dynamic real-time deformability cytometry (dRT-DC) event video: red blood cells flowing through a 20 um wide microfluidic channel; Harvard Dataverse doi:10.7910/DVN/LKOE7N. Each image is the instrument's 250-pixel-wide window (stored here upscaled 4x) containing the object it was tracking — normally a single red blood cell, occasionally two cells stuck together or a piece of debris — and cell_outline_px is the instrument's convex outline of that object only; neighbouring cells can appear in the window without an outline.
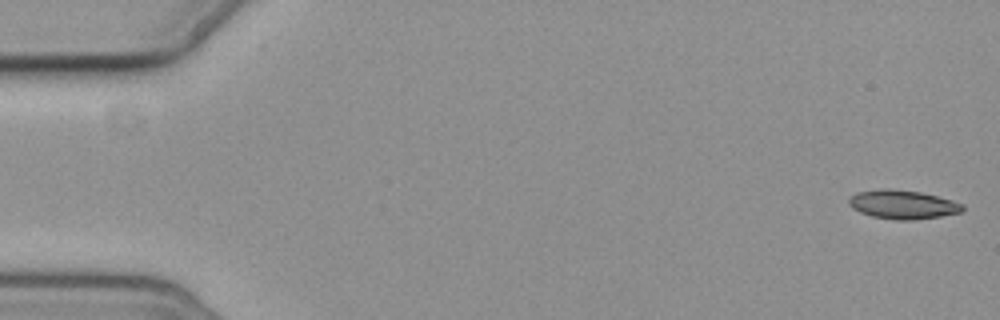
{"species": "common noctule bat (a hibernating species)", "species_latin": "Nyctalus noctula", "temperature_condition": "cold", "stored_images_in_passage": 5, "camera_frame_rate_fps": 3000, "um_per_image_px": 0.085, "animal": {"sex": "female", "body_mass_g": 19.3, "forearm_length_mm": 54.1}, "frame": {"image": 1, "passage_image": 1, "time_ms": 0.0, "image_size_px": [1000, 320], "cell_outline_px": [[964, 208], [960, 212], [940, 216], [912, 220], [896, 220], [872, 216], [860, 212], [852, 208], [848, 204], [848, 196], [856, 192], [880, 188], [892, 188], [920, 192], [952, 200], [964, 204]], "centroid_in_image_um": [76.68, 17.37], "position_along_channel_um": 8.3, "area_um2": 19.25}}
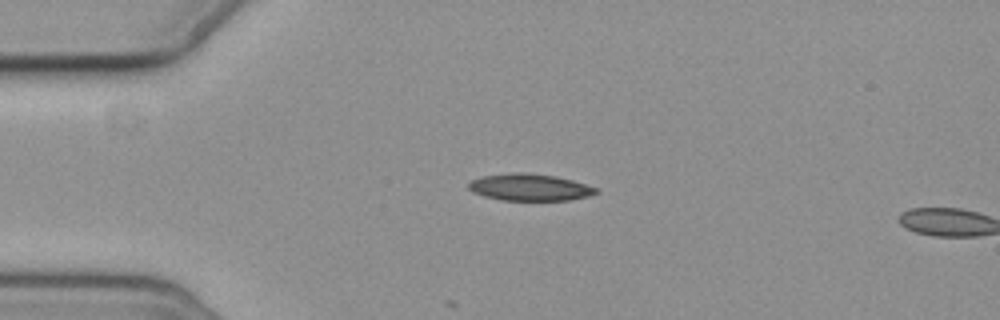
{"frame": {"image": 2, "passage_image": 4, "time_ms": 4.333, "image_size_px": [1000, 320], "cell_outline_px": [[600, 192], [588, 196], [568, 200], [500, 200], [484, 196], [472, 192], [468, 188], [468, 184], [472, 180], [480, 176], [508, 172], [528, 172], [556, 176], [572, 180], [596, 188]], "centroid_in_image_um": [44.98, 15.9], "position_along_channel_um": 40.0, "area_um2": 20.11}}